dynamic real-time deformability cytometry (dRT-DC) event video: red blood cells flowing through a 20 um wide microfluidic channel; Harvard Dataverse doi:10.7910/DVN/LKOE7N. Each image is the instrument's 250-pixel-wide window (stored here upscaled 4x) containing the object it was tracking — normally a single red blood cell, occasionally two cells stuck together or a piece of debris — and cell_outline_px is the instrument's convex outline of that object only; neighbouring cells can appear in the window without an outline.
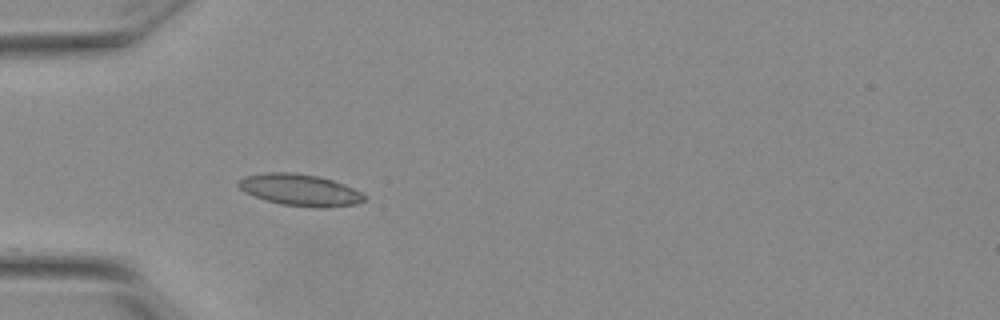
{"species": "Egyptian fruit bat (a non-hibernating species)", "species_latin": "Rousettus aegyptiacus", "temperature_condition": "warm", "stored_images_in_passage": 21, "camera_frame_rate_fps": 3000, "um_per_image_px": 0.085, "animal": {"sex": "female"}, "frame": {"image": 1, "passage_image": 1, "time_ms": 0.0, "image_size_px": [1000, 320], "cell_outline_px": [[368, 200], [356, 204], [328, 208], [320, 208], [280, 204], [244, 192], [236, 184], [244, 176], [268, 172], [292, 172], [316, 176], [332, 180], [344, 184], [368, 196]], "centroid_in_image_um": [25.54, 16.15], "position_along_channel_um": 59.5, "area_um2": 23.24}}
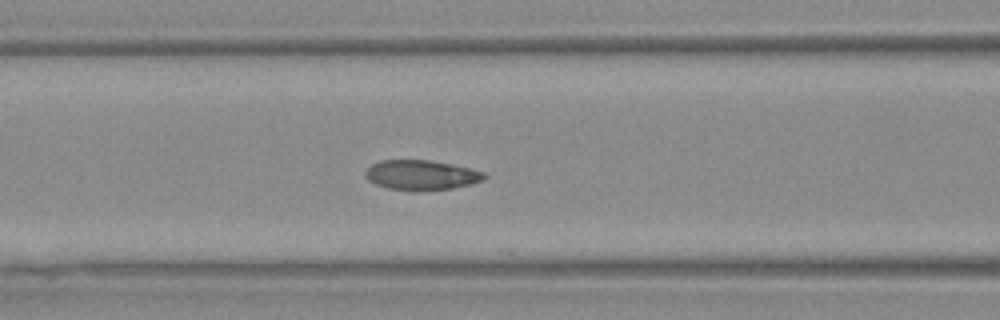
{"frame": {"image": 2, "passage_image": 7, "time_ms": 2.0, "image_size_px": [1000, 320], "cell_outline_px": [[488, 176], [484, 180], [472, 184], [452, 188], [420, 192], [416, 192], [388, 188], [376, 184], [368, 180], [364, 176], [364, 172], [372, 164], [380, 160], [428, 160], [468, 168], [484, 172]], "centroid_in_image_um": [35.8, 14.9], "position_along_channel_um": 130.8, "area_um2": 20.87}}
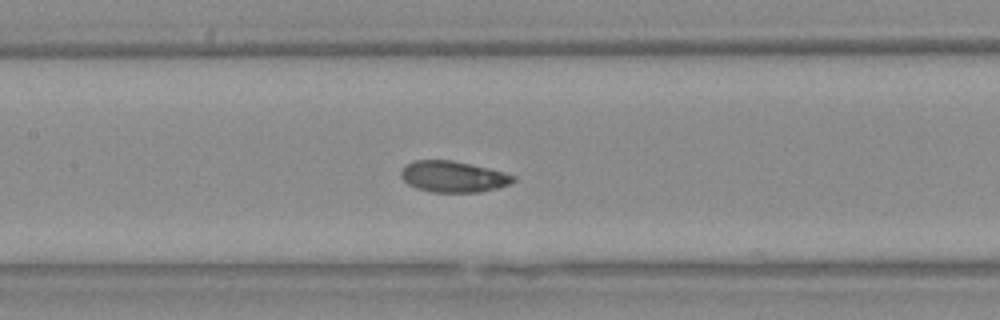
{"frame": {"image": 3, "passage_image": 10, "time_ms": 3.0, "image_size_px": [1000, 320], "cell_outline_px": [[516, 180], [508, 184], [496, 188], [480, 192], [432, 192], [416, 188], [408, 184], [400, 176], [400, 172], [404, 164], [416, 160], [452, 160], [488, 168], [504, 172], [516, 176]], "centroid_in_image_um": [38.49, 15.01], "position_along_channel_um": 168.9, "area_um2": 20.4}}